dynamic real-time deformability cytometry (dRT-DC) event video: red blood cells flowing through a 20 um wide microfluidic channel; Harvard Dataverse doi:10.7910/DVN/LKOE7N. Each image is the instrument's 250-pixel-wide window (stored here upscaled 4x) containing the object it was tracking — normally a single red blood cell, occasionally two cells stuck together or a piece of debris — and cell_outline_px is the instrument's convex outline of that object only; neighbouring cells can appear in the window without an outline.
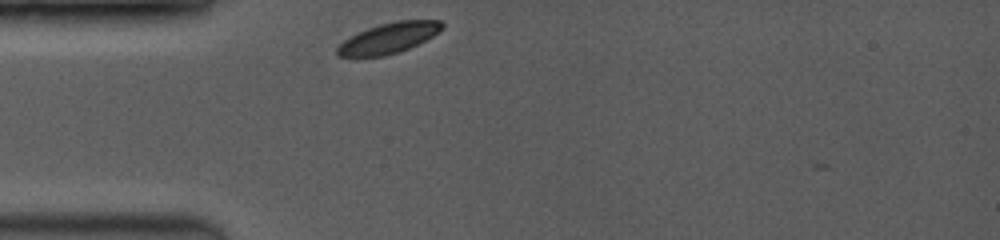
{"species": "common noctule bat (a hibernating species)", "species_latin": "Nyctalus noctula", "temperature_condition": "room temperature", "stored_images_in_passage": 22, "camera_frame_rate_fps": 3500, "um_per_image_px": 0.085, "animal": {"sex": "female", "body_mass_g": 19.0, "forearm_length_mm": 53.3}, "frame": {"image": 1, "passage_image": 1, "time_ms": 0.0, "image_size_px": [1000, 240], "cell_outline_px": [[444, 28], [440, 32], [408, 48], [384, 56], [336, 56], [336, 48], [344, 40], [356, 32], [380, 24], [396, 20], [440, 20], [444, 24]], "centroid_in_image_um": [33.04, 3.21], "position_along_channel_um": 52.0, "area_um2": 18.5}}
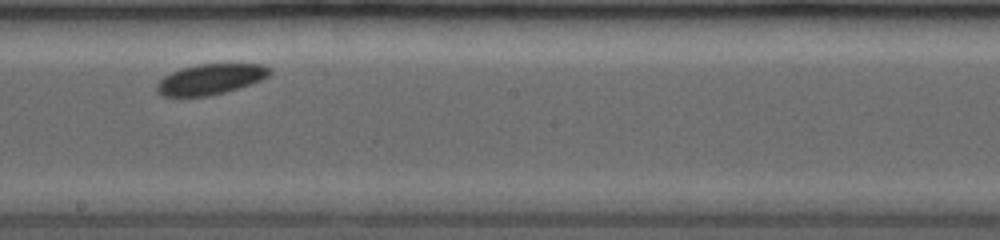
{"frame": {"image": 2, "passage_image": 13, "time_ms": 4.857, "image_size_px": [1000, 240], "cell_outline_px": [[272, 72], [268, 76], [260, 80], [224, 92], [208, 96], [164, 96], [156, 92], [156, 84], [164, 76], [180, 68], [196, 64], [264, 64], [272, 68]], "centroid_in_image_um": [17.87, 6.72], "position_along_channel_um": 230.3, "area_um2": 20.0}}
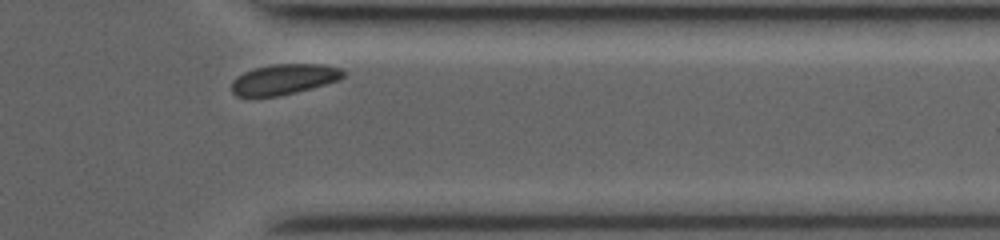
{"frame": {"image": 3, "passage_image": 22, "time_ms": 8.857, "image_size_px": [1000, 240], "cell_outline_px": [[344, 76], [340, 80], [312, 88], [276, 96], [236, 96], [232, 92], [232, 80], [236, 76], [244, 72], [256, 68], [272, 64], [324, 64], [340, 68], [344, 72]], "centroid_in_image_um": [24.15, 6.73], "position_along_channel_um": 387.3, "area_um2": 19.71}}